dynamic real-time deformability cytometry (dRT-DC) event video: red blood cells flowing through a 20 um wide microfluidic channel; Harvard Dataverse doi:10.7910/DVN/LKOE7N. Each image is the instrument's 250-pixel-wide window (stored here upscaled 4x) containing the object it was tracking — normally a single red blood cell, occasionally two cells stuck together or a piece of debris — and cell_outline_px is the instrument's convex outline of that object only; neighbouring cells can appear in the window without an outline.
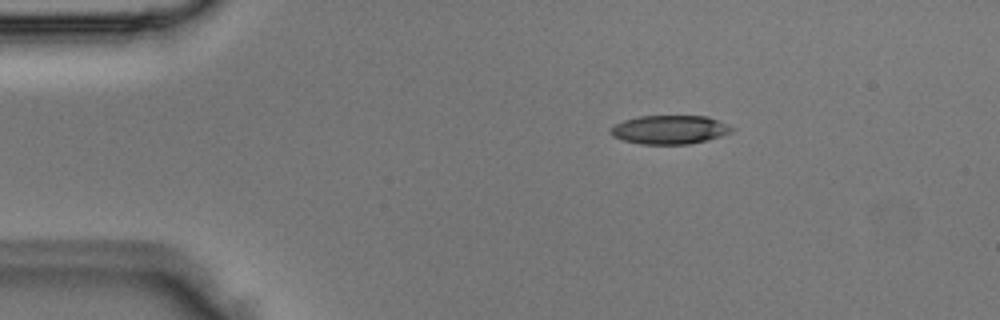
{"species": "Egyptian fruit bat (a non-hibernating species)", "species_latin": "Rousettus aegyptiacus", "temperature_condition": "room temperature", "stored_images_in_passage": 2, "camera_frame_rate_fps": 3000, "um_per_image_px": 0.085, "animal": {"sex": "male"}, "frame": {"image": 1, "passage_image": 1, "time_ms": 0.0, "image_size_px": [1000, 320], "cell_outline_px": [[736, 128], [732, 132], [720, 136], [688, 144], [640, 144], [624, 140], [612, 136], [608, 132], [616, 124], [624, 120], [640, 116], [708, 116]], "centroid_in_image_um": [56.92, 11.02], "position_along_channel_um": 28.1, "area_um2": 20.17}}
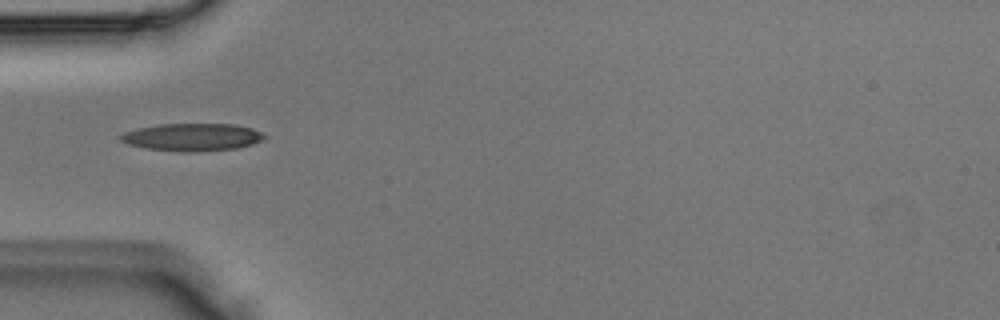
{"frame": {"image": 2, "passage_image": 2, "time_ms": 0.333, "image_size_px": [1000, 320], "cell_outline_px": [[268, 136], [264, 140], [252, 144], [236, 148], [196, 152], [180, 152], [144, 148], [128, 144], [120, 140], [120, 136], [124, 132], [140, 128], [160, 124], [232, 124], [252, 128]], "centroid_in_image_um": [16.36, 11.66], "position_along_channel_um": 68.6, "area_um2": 23.12}}